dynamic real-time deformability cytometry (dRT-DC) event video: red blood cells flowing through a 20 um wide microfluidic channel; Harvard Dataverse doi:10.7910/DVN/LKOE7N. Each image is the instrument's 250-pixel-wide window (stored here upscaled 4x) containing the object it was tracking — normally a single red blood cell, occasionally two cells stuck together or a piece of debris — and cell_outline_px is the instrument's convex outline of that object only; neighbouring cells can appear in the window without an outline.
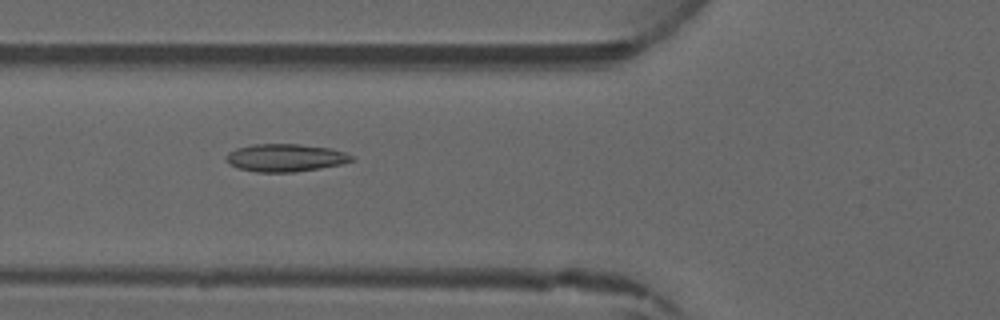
{"species": "common noctule bat (a hibernating species)", "species_latin": "Nyctalus noctula", "temperature_condition": "warm", "stored_images_in_passage": 5, "camera_frame_rate_fps": 3000, "um_per_image_px": 0.085, "animal": {"sex": "male", "forearm_length_mm": 52.5}, "frame": {"image": 1, "passage_image": 5, "time_ms": 4.667, "image_size_px": [1000, 320], "cell_outline_px": [[356, 160], [340, 164], [320, 168], [296, 172], [256, 172], [240, 168], [228, 164], [224, 160], [224, 156], [228, 152], [236, 148], [252, 144], [300, 144], [332, 148], [344, 152], [352, 156]], "centroid_in_image_um": [24.23, 13.4], "position_along_channel_um": 101.6, "area_um2": 20.46}}